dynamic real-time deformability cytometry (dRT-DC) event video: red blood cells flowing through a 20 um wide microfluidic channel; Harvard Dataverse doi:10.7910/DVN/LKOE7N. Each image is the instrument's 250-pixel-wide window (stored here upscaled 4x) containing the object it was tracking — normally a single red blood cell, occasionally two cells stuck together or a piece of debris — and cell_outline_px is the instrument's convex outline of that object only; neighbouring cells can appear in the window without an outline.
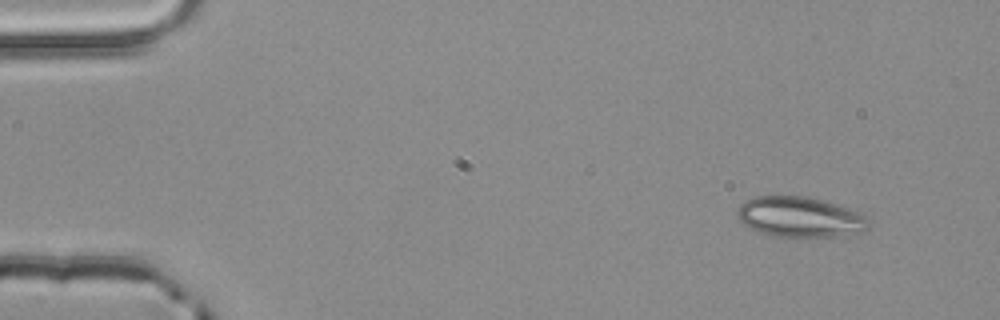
{"species": "common noctule bat (a hibernating species)", "species_latin": "Nyctalus noctula", "temperature_condition": "room temperature", "stored_images_in_passage": 2, "camera_frame_rate_fps": 3000, "um_per_image_px": 0.085, "animal": {"sex": "male", "body_mass_g": 20.4}, "frame": {"image": 1, "passage_image": 2, "time_ms": 0.333, "image_size_px": [1000, 320], "cell_outline_px": [[872, 224], [864, 232], [836, 236], [768, 236], [744, 224], [736, 216], [736, 212], [740, 204], [744, 200], [756, 196], [808, 196], [824, 200], [848, 208], [868, 216]], "centroid_in_image_um": [68.02, 18.43], "position_along_channel_um": 17.0, "area_um2": 31.15}}